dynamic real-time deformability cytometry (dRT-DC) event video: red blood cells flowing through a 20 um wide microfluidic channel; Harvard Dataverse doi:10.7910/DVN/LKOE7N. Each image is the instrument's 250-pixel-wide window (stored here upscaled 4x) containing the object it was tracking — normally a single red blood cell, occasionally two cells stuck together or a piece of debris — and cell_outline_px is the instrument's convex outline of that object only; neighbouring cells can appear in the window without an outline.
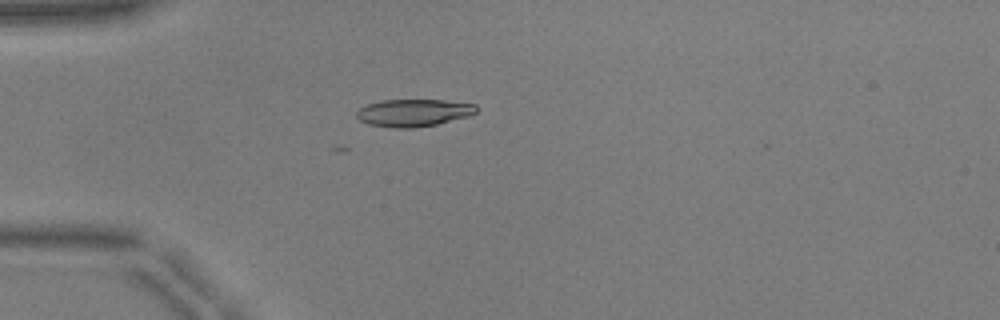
{"species": "common noctule bat (a hibernating species)", "species_latin": "Nyctalus noctula", "temperature_condition": "warm", "stored_images_in_passage": 40, "camera_frame_rate_fps": 3000, "um_per_image_px": 0.085, "animal": {"sex": "male", "body_mass_g": 17.9, "forearm_length_mm": 54.2}, "frame": {"image": 1, "passage_image": 3, "time_ms": 0.667, "image_size_px": [1000, 320], "cell_outline_px": [[476, 112], [468, 116], [436, 124], [412, 128], [396, 128], [368, 124], [360, 120], [356, 116], [356, 112], [360, 108], [368, 104], [384, 100], [444, 100], [476, 104]], "centroid_in_image_um": [35.14, 9.58], "position_along_channel_um": 49.9, "area_um2": 18.9}}
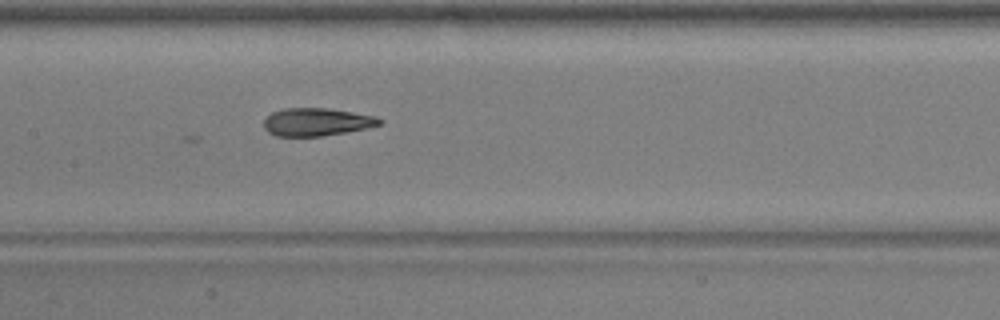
{"frame": {"image": 2, "passage_image": 14, "time_ms": 4.333, "image_size_px": [1000, 320], "cell_outline_px": [[384, 120], [380, 124], [364, 128], [344, 132], [320, 136], [276, 136], [268, 132], [264, 128], [264, 120], [272, 112], [284, 108], [328, 108], [376, 116]], "centroid_in_image_um": [26.89, 10.36], "position_along_channel_um": 180.5, "area_um2": 18.61}}
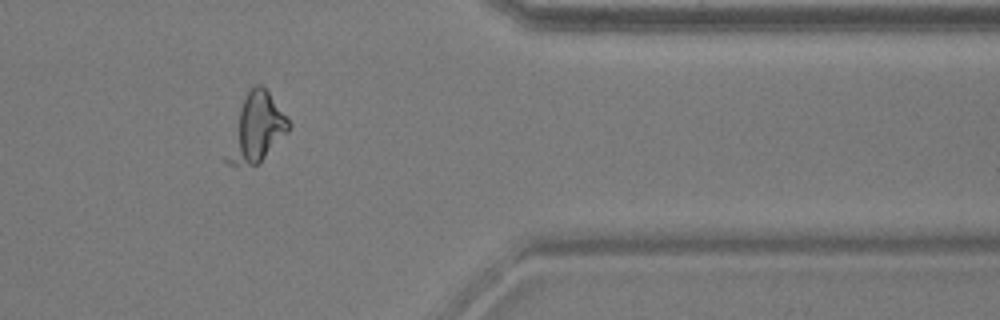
{"frame": {"image": 3, "passage_image": 31, "time_ms": 10.0, "image_size_px": [1000, 320], "cell_outline_px": [[292, 124], [288, 132], [260, 164], [236, 168], [228, 164], [224, 160], [224, 156], [244, 96], [256, 84], [260, 84], [268, 92]], "centroid_in_image_um": [21.77, 10.99], "position_along_channel_um": 389.6, "area_um2": 24.45}}